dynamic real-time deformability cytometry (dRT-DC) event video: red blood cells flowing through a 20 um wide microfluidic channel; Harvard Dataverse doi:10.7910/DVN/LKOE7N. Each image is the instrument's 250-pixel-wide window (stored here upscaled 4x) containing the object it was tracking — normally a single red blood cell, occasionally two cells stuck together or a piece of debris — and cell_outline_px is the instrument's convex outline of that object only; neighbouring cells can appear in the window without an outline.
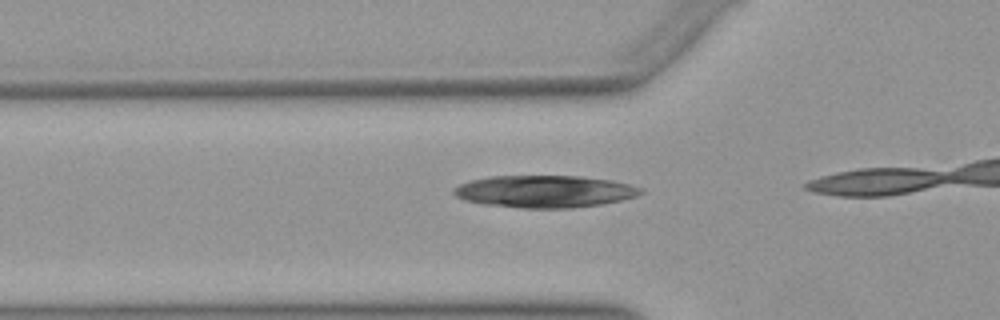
{"species": "Egyptian fruit bat (a non-hibernating species)", "species_latin": "Rousettus aegyptiacus", "temperature_condition": "warm", "stored_images_in_passage": 6, "camera_frame_rate_fps": 3000, "um_per_image_px": 0.085, "animal": {"sex": "female"}, "frame": {"image": 1, "passage_image": 4, "time_ms": 1.0, "image_size_px": [1000, 320], "cell_outline_px": [[644, 192], [636, 196], [604, 204], [572, 208], [524, 208], [484, 204], [464, 200], [456, 196], [452, 192], [452, 188], [460, 184], [472, 180], [488, 176], [580, 176], [612, 180], [628, 184], [640, 188]], "centroid_in_image_um": [46.28, 16.27], "position_along_channel_um": 79.5, "area_um2": 35.08}}